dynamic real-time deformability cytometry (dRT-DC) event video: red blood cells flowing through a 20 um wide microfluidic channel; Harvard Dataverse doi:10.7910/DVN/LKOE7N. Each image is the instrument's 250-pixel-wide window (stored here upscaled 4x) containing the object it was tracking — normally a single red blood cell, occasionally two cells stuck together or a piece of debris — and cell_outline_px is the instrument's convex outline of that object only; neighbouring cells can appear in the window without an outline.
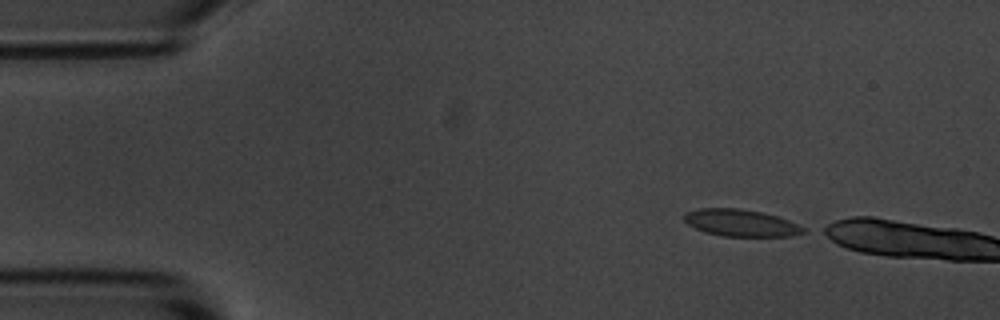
{"species": "common noctule bat (a hibernating species)", "species_latin": "Nyctalus noctula", "temperature_condition": "room temperature", "stored_images_in_passage": 4, "camera_frame_rate_fps": 3000, "um_per_image_px": 0.085, "animal": {"sex": "male", "body_mass_g": 20.1, "forearm_length_mm": 53.5}, "frame": {"image": 1, "passage_image": 1, "time_ms": 0.0, "image_size_px": [1000, 320], "cell_outline_px": [[808, 232], [792, 236], [724, 236], [704, 232], [688, 224], [684, 220], [684, 212], [696, 208], [740, 208], [760, 212], [776, 216], [788, 220], [804, 228]], "centroid_in_image_um": [62.94, 18.94], "position_along_channel_um": 22.1, "area_um2": 18.73}}